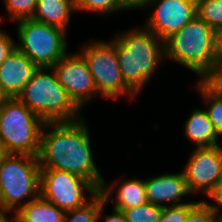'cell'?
<instances>
[{"mask_svg": "<svg viewBox=\"0 0 222 222\" xmlns=\"http://www.w3.org/2000/svg\"><path fill=\"white\" fill-rule=\"evenodd\" d=\"M216 60L222 63V28L216 30Z\"/></svg>", "mask_w": 222, "mask_h": 222, "instance_id": "1f68e13d", "label": "cell"}, {"mask_svg": "<svg viewBox=\"0 0 222 222\" xmlns=\"http://www.w3.org/2000/svg\"><path fill=\"white\" fill-rule=\"evenodd\" d=\"M7 213L9 212L0 211V222H11V219L12 221L16 222L15 215L12 214L13 216H11V218H8L6 215Z\"/></svg>", "mask_w": 222, "mask_h": 222, "instance_id": "d6a6232c", "label": "cell"}, {"mask_svg": "<svg viewBox=\"0 0 222 222\" xmlns=\"http://www.w3.org/2000/svg\"><path fill=\"white\" fill-rule=\"evenodd\" d=\"M86 192L89 199L85 196ZM98 192L84 177L57 169L41 168L40 196L65 212L84 206Z\"/></svg>", "mask_w": 222, "mask_h": 222, "instance_id": "9c48e42d", "label": "cell"}, {"mask_svg": "<svg viewBox=\"0 0 222 222\" xmlns=\"http://www.w3.org/2000/svg\"><path fill=\"white\" fill-rule=\"evenodd\" d=\"M152 0H124L125 7L129 10L144 9Z\"/></svg>", "mask_w": 222, "mask_h": 222, "instance_id": "4dcf8cb0", "label": "cell"}, {"mask_svg": "<svg viewBox=\"0 0 222 222\" xmlns=\"http://www.w3.org/2000/svg\"><path fill=\"white\" fill-rule=\"evenodd\" d=\"M165 58L205 80L217 65L216 30L198 15L164 41Z\"/></svg>", "mask_w": 222, "mask_h": 222, "instance_id": "3957f363", "label": "cell"}, {"mask_svg": "<svg viewBox=\"0 0 222 222\" xmlns=\"http://www.w3.org/2000/svg\"><path fill=\"white\" fill-rule=\"evenodd\" d=\"M219 149H220V153H221V160H222V145L219 144Z\"/></svg>", "mask_w": 222, "mask_h": 222, "instance_id": "d590c367", "label": "cell"}, {"mask_svg": "<svg viewBox=\"0 0 222 222\" xmlns=\"http://www.w3.org/2000/svg\"><path fill=\"white\" fill-rule=\"evenodd\" d=\"M40 174L37 156L9 153L0 163V211L15 214L38 198Z\"/></svg>", "mask_w": 222, "mask_h": 222, "instance_id": "5b68a950", "label": "cell"}, {"mask_svg": "<svg viewBox=\"0 0 222 222\" xmlns=\"http://www.w3.org/2000/svg\"><path fill=\"white\" fill-rule=\"evenodd\" d=\"M182 170L190 194L208 195L222 181V160L219 145L195 148Z\"/></svg>", "mask_w": 222, "mask_h": 222, "instance_id": "8fae6325", "label": "cell"}, {"mask_svg": "<svg viewBox=\"0 0 222 222\" xmlns=\"http://www.w3.org/2000/svg\"><path fill=\"white\" fill-rule=\"evenodd\" d=\"M17 98L44 123L73 122L82 118L81 109L59 83L52 67L37 68Z\"/></svg>", "mask_w": 222, "mask_h": 222, "instance_id": "277c9868", "label": "cell"}, {"mask_svg": "<svg viewBox=\"0 0 222 222\" xmlns=\"http://www.w3.org/2000/svg\"><path fill=\"white\" fill-rule=\"evenodd\" d=\"M211 199L213 203H208V201H204L222 220V181L215 186L211 192L207 195V198ZM221 207V208H220Z\"/></svg>", "mask_w": 222, "mask_h": 222, "instance_id": "83f0119b", "label": "cell"}, {"mask_svg": "<svg viewBox=\"0 0 222 222\" xmlns=\"http://www.w3.org/2000/svg\"><path fill=\"white\" fill-rule=\"evenodd\" d=\"M185 222H222V220L204 201H199L189 211Z\"/></svg>", "mask_w": 222, "mask_h": 222, "instance_id": "484cf974", "label": "cell"}, {"mask_svg": "<svg viewBox=\"0 0 222 222\" xmlns=\"http://www.w3.org/2000/svg\"><path fill=\"white\" fill-rule=\"evenodd\" d=\"M205 80L218 92L222 93V63L217 64L214 71Z\"/></svg>", "mask_w": 222, "mask_h": 222, "instance_id": "f546056e", "label": "cell"}, {"mask_svg": "<svg viewBox=\"0 0 222 222\" xmlns=\"http://www.w3.org/2000/svg\"><path fill=\"white\" fill-rule=\"evenodd\" d=\"M144 184L147 202L162 208L183 204L182 197L190 195L183 171L147 178Z\"/></svg>", "mask_w": 222, "mask_h": 222, "instance_id": "4fadbf2b", "label": "cell"}, {"mask_svg": "<svg viewBox=\"0 0 222 222\" xmlns=\"http://www.w3.org/2000/svg\"><path fill=\"white\" fill-rule=\"evenodd\" d=\"M184 135L195 144V148L214 147L219 145L221 135L216 131L205 109H194L185 122Z\"/></svg>", "mask_w": 222, "mask_h": 222, "instance_id": "2e32d148", "label": "cell"}, {"mask_svg": "<svg viewBox=\"0 0 222 222\" xmlns=\"http://www.w3.org/2000/svg\"><path fill=\"white\" fill-rule=\"evenodd\" d=\"M14 215L16 222H62L65 211L39 196Z\"/></svg>", "mask_w": 222, "mask_h": 222, "instance_id": "ac0fdd59", "label": "cell"}, {"mask_svg": "<svg viewBox=\"0 0 222 222\" xmlns=\"http://www.w3.org/2000/svg\"><path fill=\"white\" fill-rule=\"evenodd\" d=\"M127 222H157L160 218L162 207L146 203L144 205L122 210Z\"/></svg>", "mask_w": 222, "mask_h": 222, "instance_id": "603a6c76", "label": "cell"}, {"mask_svg": "<svg viewBox=\"0 0 222 222\" xmlns=\"http://www.w3.org/2000/svg\"><path fill=\"white\" fill-rule=\"evenodd\" d=\"M16 48L38 68L53 67L66 53V31L33 19L17 22Z\"/></svg>", "mask_w": 222, "mask_h": 222, "instance_id": "52a82bcc", "label": "cell"}, {"mask_svg": "<svg viewBox=\"0 0 222 222\" xmlns=\"http://www.w3.org/2000/svg\"><path fill=\"white\" fill-rule=\"evenodd\" d=\"M87 127L84 118L73 122L44 123L37 157L40 168L76 174L100 190L105 179L93 160Z\"/></svg>", "mask_w": 222, "mask_h": 222, "instance_id": "6da1fadb", "label": "cell"}, {"mask_svg": "<svg viewBox=\"0 0 222 222\" xmlns=\"http://www.w3.org/2000/svg\"><path fill=\"white\" fill-rule=\"evenodd\" d=\"M197 15L213 29L222 28V0H196Z\"/></svg>", "mask_w": 222, "mask_h": 222, "instance_id": "44dd1931", "label": "cell"}, {"mask_svg": "<svg viewBox=\"0 0 222 222\" xmlns=\"http://www.w3.org/2000/svg\"><path fill=\"white\" fill-rule=\"evenodd\" d=\"M7 99L6 95L1 91L0 88V104H2Z\"/></svg>", "mask_w": 222, "mask_h": 222, "instance_id": "e575fe53", "label": "cell"}, {"mask_svg": "<svg viewBox=\"0 0 222 222\" xmlns=\"http://www.w3.org/2000/svg\"><path fill=\"white\" fill-rule=\"evenodd\" d=\"M76 11L96 12L101 14L117 13L128 10L124 0H75Z\"/></svg>", "mask_w": 222, "mask_h": 222, "instance_id": "7402d4cb", "label": "cell"}, {"mask_svg": "<svg viewBox=\"0 0 222 222\" xmlns=\"http://www.w3.org/2000/svg\"><path fill=\"white\" fill-rule=\"evenodd\" d=\"M3 19H0L2 22ZM16 49V42L6 34L4 31L0 30V65L7 59V57Z\"/></svg>", "mask_w": 222, "mask_h": 222, "instance_id": "4316f807", "label": "cell"}, {"mask_svg": "<svg viewBox=\"0 0 222 222\" xmlns=\"http://www.w3.org/2000/svg\"><path fill=\"white\" fill-rule=\"evenodd\" d=\"M149 6L156 8L144 27L163 42L197 15L196 0H152Z\"/></svg>", "mask_w": 222, "mask_h": 222, "instance_id": "7c38bea8", "label": "cell"}, {"mask_svg": "<svg viewBox=\"0 0 222 222\" xmlns=\"http://www.w3.org/2000/svg\"><path fill=\"white\" fill-rule=\"evenodd\" d=\"M114 45L125 84L139 95L165 58L164 42L142 26L118 34Z\"/></svg>", "mask_w": 222, "mask_h": 222, "instance_id": "7a4b0ae2", "label": "cell"}, {"mask_svg": "<svg viewBox=\"0 0 222 222\" xmlns=\"http://www.w3.org/2000/svg\"><path fill=\"white\" fill-rule=\"evenodd\" d=\"M8 154L9 153L7 152L5 146L3 145V143L0 139V163Z\"/></svg>", "mask_w": 222, "mask_h": 222, "instance_id": "836d02e7", "label": "cell"}, {"mask_svg": "<svg viewBox=\"0 0 222 222\" xmlns=\"http://www.w3.org/2000/svg\"><path fill=\"white\" fill-rule=\"evenodd\" d=\"M117 185L118 183L116 182H114V184L107 185V182L104 181L101 189L99 190L106 202H113L112 207L123 210L147 203L146 188L143 180L131 178L123 181L119 188H117ZM115 190H117L115 196L116 200L111 197Z\"/></svg>", "mask_w": 222, "mask_h": 222, "instance_id": "9a60e30c", "label": "cell"}, {"mask_svg": "<svg viewBox=\"0 0 222 222\" xmlns=\"http://www.w3.org/2000/svg\"><path fill=\"white\" fill-rule=\"evenodd\" d=\"M43 125L17 97L0 104V139L8 153L37 156Z\"/></svg>", "mask_w": 222, "mask_h": 222, "instance_id": "8992f818", "label": "cell"}, {"mask_svg": "<svg viewBox=\"0 0 222 222\" xmlns=\"http://www.w3.org/2000/svg\"><path fill=\"white\" fill-rule=\"evenodd\" d=\"M52 68L59 83L81 110L86 102L99 96L87 61L80 52H67Z\"/></svg>", "mask_w": 222, "mask_h": 222, "instance_id": "30bf717a", "label": "cell"}, {"mask_svg": "<svg viewBox=\"0 0 222 222\" xmlns=\"http://www.w3.org/2000/svg\"><path fill=\"white\" fill-rule=\"evenodd\" d=\"M195 87L207 105L206 112L216 131L222 136V93L218 92L206 80H199Z\"/></svg>", "mask_w": 222, "mask_h": 222, "instance_id": "d6986e66", "label": "cell"}, {"mask_svg": "<svg viewBox=\"0 0 222 222\" xmlns=\"http://www.w3.org/2000/svg\"><path fill=\"white\" fill-rule=\"evenodd\" d=\"M38 67L17 48L0 65V88L7 98L17 97Z\"/></svg>", "mask_w": 222, "mask_h": 222, "instance_id": "5bb4252c", "label": "cell"}, {"mask_svg": "<svg viewBox=\"0 0 222 222\" xmlns=\"http://www.w3.org/2000/svg\"><path fill=\"white\" fill-rule=\"evenodd\" d=\"M101 193H96L84 206L65 212L62 222H98Z\"/></svg>", "mask_w": 222, "mask_h": 222, "instance_id": "ffe728a7", "label": "cell"}, {"mask_svg": "<svg viewBox=\"0 0 222 222\" xmlns=\"http://www.w3.org/2000/svg\"><path fill=\"white\" fill-rule=\"evenodd\" d=\"M79 52L87 61L100 96L113 100L121 96L129 97L130 100L137 98L122 77L114 39L111 42L90 40L89 44L81 47Z\"/></svg>", "mask_w": 222, "mask_h": 222, "instance_id": "ba28073f", "label": "cell"}, {"mask_svg": "<svg viewBox=\"0 0 222 222\" xmlns=\"http://www.w3.org/2000/svg\"><path fill=\"white\" fill-rule=\"evenodd\" d=\"M198 202L199 201H187L183 202V204L164 207L157 222H185L189 211Z\"/></svg>", "mask_w": 222, "mask_h": 222, "instance_id": "d4e9b609", "label": "cell"}, {"mask_svg": "<svg viewBox=\"0 0 222 222\" xmlns=\"http://www.w3.org/2000/svg\"><path fill=\"white\" fill-rule=\"evenodd\" d=\"M105 206H107V202L104 200V197L101 194V207L98 213V222H100V219L103 216ZM112 209V214H106V217L101 222H127L122 210L116 209L114 207H112Z\"/></svg>", "mask_w": 222, "mask_h": 222, "instance_id": "f1b7e54d", "label": "cell"}, {"mask_svg": "<svg viewBox=\"0 0 222 222\" xmlns=\"http://www.w3.org/2000/svg\"><path fill=\"white\" fill-rule=\"evenodd\" d=\"M74 11L75 0H38L31 19L67 32L71 12Z\"/></svg>", "mask_w": 222, "mask_h": 222, "instance_id": "e0dca14e", "label": "cell"}, {"mask_svg": "<svg viewBox=\"0 0 222 222\" xmlns=\"http://www.w3.org/2000/svg\"><path fill=\"white\" fill-rule=\"evenodd\" d=\"M38 0H4L11 21L33 17Z\"/></svg>", "mask_w": 222, "mask_h": 222, "instance_id": "cb8c5ba5", "label": "cell"}]
</instances>
